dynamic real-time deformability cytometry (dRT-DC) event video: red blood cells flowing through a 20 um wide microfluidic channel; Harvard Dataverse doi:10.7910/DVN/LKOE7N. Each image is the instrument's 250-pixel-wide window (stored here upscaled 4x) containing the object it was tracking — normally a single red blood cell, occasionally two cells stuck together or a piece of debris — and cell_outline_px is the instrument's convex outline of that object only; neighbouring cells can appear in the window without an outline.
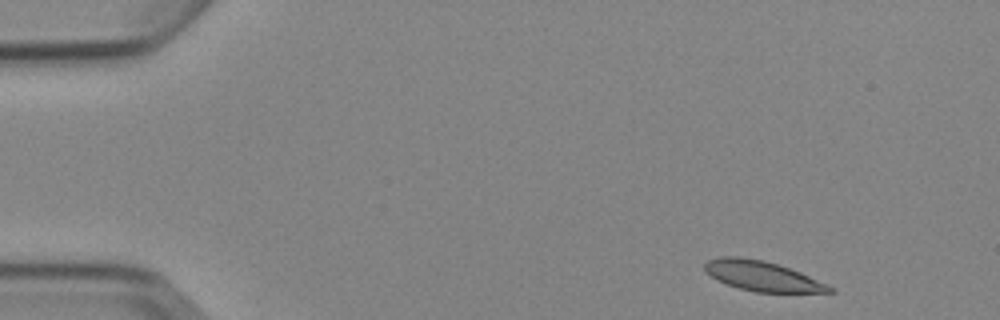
{"species": "Egyptian fruit bat (a non-hibernating species)", "species_latin": "Rousettus aegyptiacus", "temperature_condition": "cold", "stored_images_in_passage": 4, "camera_frame_rate_fps": 3000, "um_per_image_px": 0.085, "animal": {"sex": "female"}, "frame": {"image": 1, "passage_image": 1, "time_ms": 0.0, "image_size_px": [1000, 320], "cell_outline_px": [[836, 292], [756, 292], [740, 288], [716, 280], [704, 272], [704, 264], [708, 260], [720, 256], [740, 256], [764, 260], [800, 272], [828, 284], [836, 288]], "centroid_in_image_um": [64.78, 23.45], "position_along_channel_um": 20.2, "area_um2": 21.85}}
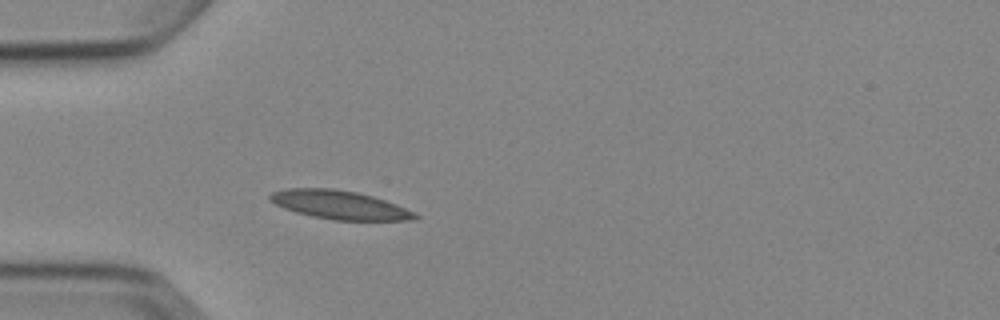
{"frame": {"image": 2, "passage_image": 4, "time_ms": 3.333, "image_size_px": [1000, 320], "cell_outline_px": [[420, 216], [416, 220], [332, 220], [312, 216], [296, 212], [284, 208], [268, 200], [268, 196], [272, 192], [284, 188], [332, 188], [356, 192], [372, 196], [396, 204]], "centroid_in_image_um": [28.82, 17.41], "position_along_channel_um": 56.2, "area_um2": 24.1}}